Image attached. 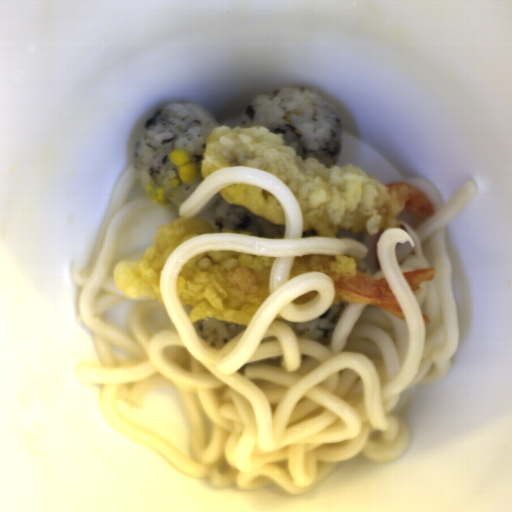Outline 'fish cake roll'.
<instances>
[{
    "label": "fish cake roll",
    "instance_id": "obj_1",
    "mask_svg": "<svg viewBox=\"0 0 512 512\" xmlns=\"http://www.w3.org/2000/svg\"><path fill=\"white\" fill-rule=\"evenodd\" d=\"M382 232L383 231H379L375 234H364V237L361 241V243L366 248V258L364 260L373 273L381 270L376 246L379 236Z\"/></svg>",
    "mask_w": 512,
    "mask_h": 512
}]
</instances>
